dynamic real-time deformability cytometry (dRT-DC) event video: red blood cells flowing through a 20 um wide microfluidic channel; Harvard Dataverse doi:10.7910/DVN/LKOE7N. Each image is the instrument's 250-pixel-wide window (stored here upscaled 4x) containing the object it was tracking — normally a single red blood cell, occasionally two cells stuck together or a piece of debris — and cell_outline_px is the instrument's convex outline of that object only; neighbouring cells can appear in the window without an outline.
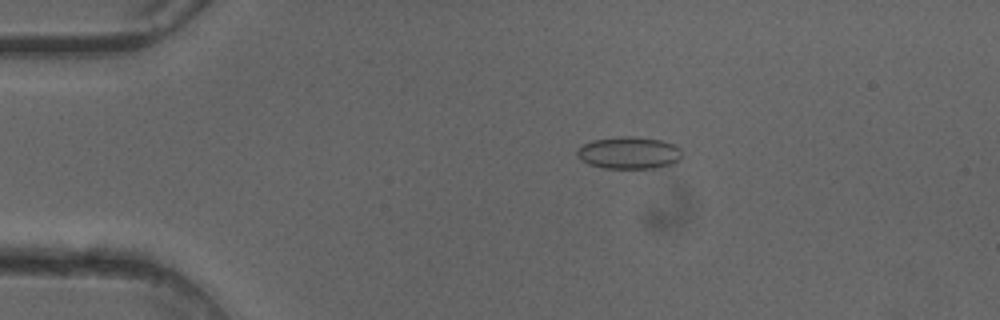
{"species": "common noctule bat (a hibernating species)", "species_latin": "Nyctalus noctula", "temperature_condition": "cold", "stored_images_in_passage": 50, "camera_frame_rate_fps": 3000, "um_per_image_px": 0.085, "animal": {"sex": "female"}, "frame": {"image": 1, "passage_image": 10, "time_ms": 3.0, "image_size_px": [1000, 320], "cell_outline_px": [[680, 160], [676, 164], [652, 168], [604, 168], [588, 164], [580, 160], [576, 152], [584, 144], [592, 140], [620, 136], [636, 136], [660, 140], [672, 144], [680, 148]], "centroid_in_image_um": [53.47, 12.99], "position_along_channel_um": 31.5, "area_um2": 19.71}}
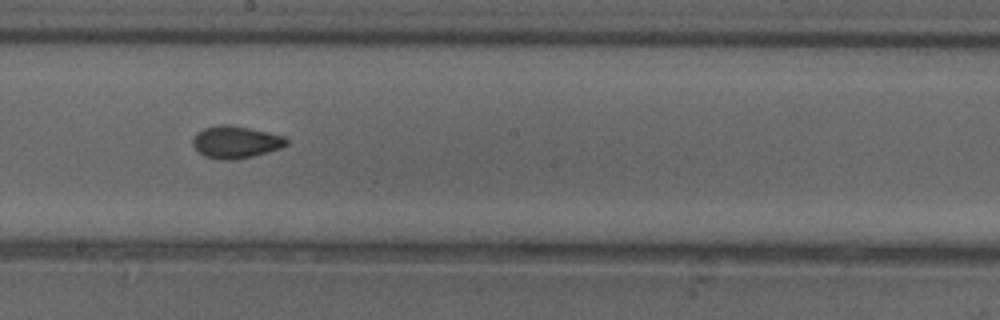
{"frame": {"image": 2, "passage_image": 28, "time_ms": 9.0, "image_size_px": [1000, 320], "cell_outline_px": [[288, 144], [280, 148], [268, 152], [236, 160], [224, 160], [204, 156], [192, 144], [192, 140], [196, 132], [204, 128], [220, 124], [228, 124], [268, 132], [284, 136], [288, 140]], "centroid_in_image_um": [20.03, 12.07], "position_along_channel_um": 228.2, "area_um2": 17.57}}
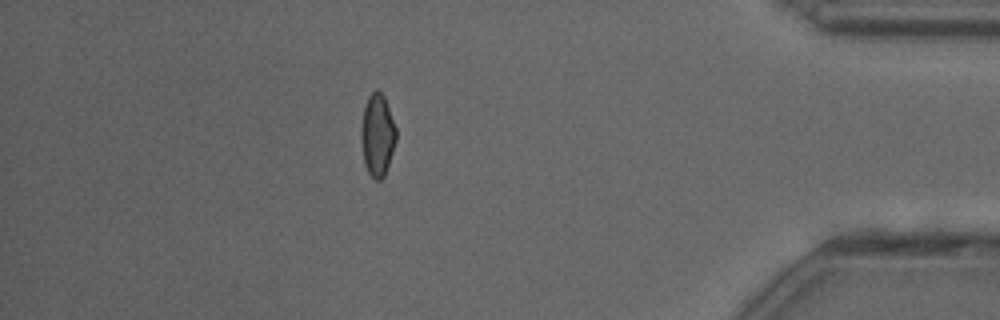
{"frame": {"image": 3, "passage_image": 44, "time_ms": 14.333, "image_size_px": [1000, 320], "cell_outline_px": [[396, 140], [384, 176], [380, 180], [376, 180], [368, 172], [364, 164], [360, 140], [360, 128], [364, 108], [368, 96], [376, 88], [384, 96], [396, 128]], "centroid_in_image_um": [32.05, 11.47], "position_along_channel_um": 403.1, "area_um2": 16.76}, "authors_computed_cell_mechanics": {"area_um2": 17.4267, "velocity_mm_per_s": 4.1174, "shape_relaxation_time_tau1_ms": 7.4011, "shape_relaxation_time_tau2_ms": 2.8271, "deformation_change_tau1": 0.0986, "deformation_change_tau2": 0.0712}}